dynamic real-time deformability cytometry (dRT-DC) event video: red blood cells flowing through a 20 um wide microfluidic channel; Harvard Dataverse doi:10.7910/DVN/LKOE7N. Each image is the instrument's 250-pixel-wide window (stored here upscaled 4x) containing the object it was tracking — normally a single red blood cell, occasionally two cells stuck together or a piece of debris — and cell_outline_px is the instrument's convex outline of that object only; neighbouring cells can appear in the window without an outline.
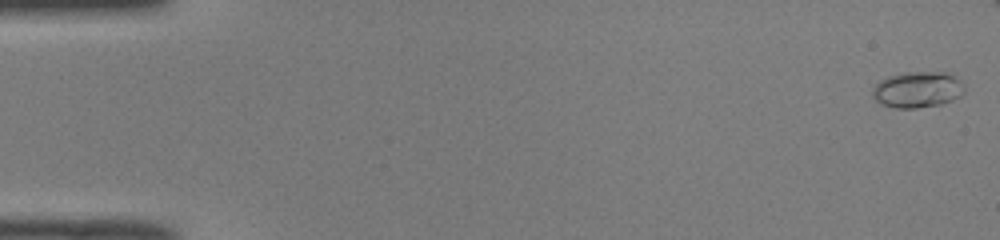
{"species": "common noctule bat (a hibernating species)", "species_latin": "Nyctalus noctula", "temperature_condition": "room temperature", "stored_images_in_passage": 17, "camera_frame_rate_fps": 3000, "um_per_image_px": 0.085, "animal": {"sex": "male", "body_mass_g": 19.0, "forearm_length_mm": 50.8}, "frame": {"image": 1, "passage_image": 1, "time_ms": 0.0, "image_size_px": [1000, 240], "cell_outline_px": [[964, 92], [960, 96], [952, 100], [940, 104], [916, 108], [896, 108], [880, 104], [872, 96], [872, 88], [880, 80], [888, 76], [904, 72], [952, 72], [960, 80], [964, 88]], "centroid_in_image_um": [77.99, 7.6], "position_along_channel_um": 7.0, "area_um2": 19.54}}